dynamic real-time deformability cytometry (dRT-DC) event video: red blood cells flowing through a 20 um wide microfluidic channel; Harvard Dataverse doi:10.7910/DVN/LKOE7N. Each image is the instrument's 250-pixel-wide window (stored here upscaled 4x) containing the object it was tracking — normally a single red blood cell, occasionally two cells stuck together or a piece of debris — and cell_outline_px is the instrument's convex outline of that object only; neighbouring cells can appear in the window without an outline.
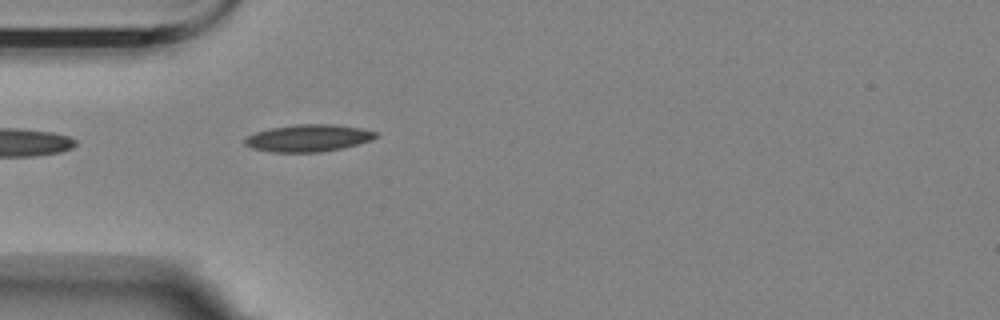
{"species": "Egyptian fruit bat (a non-hibernating species)", "species_latin": "Rousettus aegyptiacus", "temperature_condition": "room temperature", "stored_images_in_passage": 2, "camera_frame_rate_fps": 3000, "um_per_image_px": 0.085, "animal": {"sex": "female"}, "frame": {"image": 1, "passage_image": 2, "time_ms": 1.0, "image_size_px": [1000, 320], "cell_outline_px": [[376, 136], [372, 140], [340, 148], [320, 152], [272, 152], [252, 148], [244, 144], [244, 140], [248, 136], [256, 132], [268, 128], [296, 124], [336, 124], [360, 128], [376, 132]], "centroid_in_image_um": [26.17, 11.73], "position_along_channel_um": 58.8, "area_um2": 20.58}}